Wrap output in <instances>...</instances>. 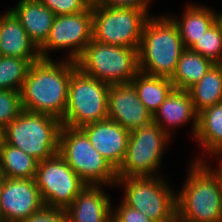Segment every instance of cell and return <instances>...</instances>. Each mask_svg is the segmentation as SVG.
<instances>
[{"mask_svg": "<svg viewBox=\"0 0 222 222\" xmlns=\"http://www.w3.org/2000/svg\"><path fill=\"white\" fill-rule=\"evenodd\" d=\"M76 61L39 59L33 62L20 90L23 110L62 120L68 101V86Z\"/></svg>", "mask_w": 222, "mask_h": 222, "instance_id": "6da1fadb", "label": "cell"}, {"mask_svg": "<svg viewBox=\"0 0 222 222\" xmlns=\"http://www.w3.org/2000/svg\"><path fill=\"white\" fill-rule=\"evenodd\" d=\"M184 49L179 30L170 17L150 16L138 48L139 69L149 75L171 78Z\"/></svg>", "mask_w": 222, "mask_h": 222, "instance_id": "7a4b0ae2", "label": "cell"}, {"mask_svg": "<svg viewBox=\"0 0 222 222\" xmlns=\"http://www.w3.org/2000/svg\"><path fill=\"white\" fill-rule=\"evenodd\" d=\"M178 194L177 222H222V190L217 176L193 161Z\"/></svg>", "mask_w": 222, "mask_h": 222, "instance_id": "3957f363", "label": "cell"}, {"mask_svg": "<svg viewBox=\"0 0 222 222\" xmlns=\"http://www.w3.org/2000/svg\"><path fill=\"white\" fill-rule=\"evenodd\" d=\"M61 127L55 117L23 110L1 131V139L40 162L59 153Z\"/></svg>", "mask_w": 222, "mask_h": 222, "instance_id": "277c9868", "label": "cell"}, {"mask_svg": "<svg viewBox=\"0 0 222 222\" xmlns=\"http://www.w3.org/2000/svg\"><path fill=\"white\" fill-rule=\"evenodd\" d=\"M83 73L108 84L131 83L140 72L138 49L108 45L95 40L76 60Z\"/></svg>", "mask_w": 222, "mask_h": 222, "instance_id": "5b68a950", "label": "cell"}, {"mask_svg": "<svg viewBox=\"0 0 222 222\" xmlns=\"http://www.w3.org/2000/svg\"><path fill=\"white\" fill-rule=\"evenodd\" d=\"M109 87L110 84L86 75L76 66L69 81L62 125L81 128L108 119Z\"/></svg>", "mask_w": 222, "mask_h": 222, "instance_id": "8992f818", "label": "cell"}, {"mask_svg": "<svg viewBox=\"0 0 222 222\" xmlns=\"http://www.w3.org/2000/svg\"><path fill=\"white\" fill-rule=\"evenodd\" d=\"M59 154L87 185H114L116 170L92 146L80 128L61 127Z\"/></svg>", "mask_w": 222, "mask_h": 222, "instance_id": "52a82bcc", "label": "cell"}, {"mask_svg": "<svg viewBox=\"0 0 222 222\" xmlns=\"http://www.w3.org/2000/svg\"><path fill=\"white\" fill-rule=\"evenodd\" d=\"M124 186L122 202L154 222H177L176 193L160 176L117 178Z\"/></svg>", "mask_w": 222, "mask_h": 222, "instance_id": "ba28073f", "label": "cell"}, {"mask_svg": "<svg viewBox=\"0 0 222 222\" xmlns=\"http://www.w3.org/2000/svg\"><path fill=\"white\" fill-rule=\"evenodd\" d=\"M151 15L137 8L92 6L93 40L138 49L143 28Z\"/></svg>", "mask_w": 222, "mask_h": 222, "instance_id": "9c48e42d", "label": "cell"}, {"mask_svg": "<svg viewBox=\"0 0 222 222\" xmlns=\"http://www.w3.org/2000/svg\"><path fill=\"white\" fill-rule=\"evenodd\" d=\"M170 137L154 122L131 130L117 178L157 176Z\"/></svg>", "mask_w": 222, "mask_h": 222, "instance_id": "30bf717a", "label": "cell"}, {"mask_svg": "<svg viewBox=\"0 0 222 222\" xmlns=\"http://www.w3.org/2000/svg\"><path fill=\"white\" fill-rule=\"evenodd\" d=\"M34 181L46 207L65 210L87 186L59 153L38 162Z\"/></svg>", "mask_w": 222, "mask_h": 222, "instance_id": "8fae6325", "label": "cell"}, {"mask_svg": "<svg viewBox=\"0 0 222 222\" xmlns=\"http://www.w3.org/2000/svg\"><path fill=\"white\" fill-rule=\"evenodd\" d=\"M92 39V6L77 14L55 16L50 34L39 48L41 59H50L51 50L71 48L65 59L76 61Z\"/></svg>", "mask_w": 222, "mask_h": 222, "instance_id": "7c38bea8", "label": "cell"}, {"mask_svg": "<svg viewBox=\"0 0 222 222\" xmlns=\"http://www.w3.org/2000/svg\"><path fill=\"white\" fill-rule=\"evenodd\" d=\"M44 206L34 179L4 177L0 198V222H23Z\"/></svg>", "mask_w": 222, "mask_h": 222, "instance_id": "4fadbf2b", "label": "cell"}, {"mask_svg": "<svg viewBox=\"0 0 222 222\" xmlns=\"http://www.w3.org/2000/svg\"><path fill=\"white\" fill-rule=\"evenodd\" d=\"M108 119L131 131L153 122V114L140 101L132 83L111 84L108 92Z\"/></svg>", "mask_w": 222, "mask_h": 222, "instance_id": "5bb4252c", "label": "cell"}, {"mask_svg": "<svg viewBox=\"0 0 222 222\" xmlns=\"http://www.w3.org/2000/svg\"><path fill=\"white\" fill-rule=\"evenodd\" d=\"M80 129L87 135L92 146L117 170L124 160L130 131L110 119Z\"/></svg>", "mask_w": 222, "mask_h": 222, "instance_id": "9a60e30c", "label": "cell"}, {"mask_svg": "<svg viewBox=\"0 0 222 222\" xmlns=\"http://www.w3.org/2000/svg\"><path fill=\"white\" fill-rule=\"evenodd\" d=\"M191 120L193 121L191 130L193 137H195L198 127V113L194 109L189 92L175 88L153 114V122L169 136L172 134L173 127L185 125Z\"/></svg>", "mask_w": 222, "mask_h": 222, "instance_id": "2e32d148", "label": "cell"}, {"mask_svg": "<svg viewBox=\"0 0 222 222\" xmlns=\"http://www.w3.org/2000/svg\"><path fill=\"white\" fill-rule=\"evenodd\" d=\"M111 198L100 185H87L66 209L70 222H110Z\"/></svg>", "mask_w": 222, "mask_h": 222, "instance_id": "e0dca14e", "label": "cell"}, {"mask_svg": "<svg viewBox=\"0 0 222 222\" xmlns=\"http://www.w3.org/2000/svg\"><path fill=\"white\" fill-rule=\"evenodd\" d=\"M0 50L2 56L29 59L32 63L41 59L39 48L10 10L0 15Z\"/></svg>", "mask_w": 222, "mask_h": 222, "instance_id": "ac0fdd59", "label": "cell"}, {"mask_svg": "<svg viewBox=\"0 0 222 222\" xmlns=\"http://www.w3.org/2000/svg\"><path fill=\"white\" fill-rule=\"evenodd\" d=\"M10 11L22 24L30 39L40 48L50 34L56 15L40 0H19L16 7Z\"/></svg>", "mask_w": 222, "mask_h": 222, "instance_id": "d6986e66", "label": "cell"}, {"mask_svg": "<svg viewBox=\"0 0 222 222\" xmlns=\"http://www.w3.org/2000/svg\"><path fill=\"white\" fill-rule=\"evenodd\" d=\"M180 20L169 16L176 24L185 48L199 40L202 35L216 22V13L204 5H186Z\"/></svg>", "mask_w": 222, "mask_h": 222, "instance_id": "ffe728a7", "label": "cell"}, {"mask_svg": "<svg viewBox=\"0 0 222 222\" xmlns=\"http://www.w3.org/2000/svg\"><path fill=\"white\" fill-rule=\"evenodd\" d=\"M195 141L210 155L222 156V103L207 107L198 113Z\"/></svg>", "mask_w": 222, "mask_h": 222, "instance_id": "44dd1931", "label": "cell"}, {"mask_svg": "<svg viewBox=\"0 0 222 222\" xmlns=\"http://www.w3.org/2000/svg\"><path fill=\"white\" fill-rule=\"evenodd\" d=\"M213 65L214 63L210 59L192 51L190 48H185L170 80L175 89L187 91L196 84Z\"/></svg>", "mask_w": 222, "mask_h": 222, "instance_id": "7402d4cb", "label": "cell"}, {"mask_svg": "<svg viewBox=\"0 0 222 222\" xmlns=\"http://www.w3.org/2000/svg\"><path fill=\"white\" fill-rule=\"evenodd\" d=\"M140 101L154 114L174 89L170 78L158 77L139 72L132 80Z\"/></svg>", "mask_w": 222, "mask_h": 222, "instance_id": "603a6c76", "label": "cell"}, {"mask_svg": "<svg viewBox=\"0 0 222 222\" xmlns=\"http://www.w3.org/2000/svg\"><path fill=\"white\" fill-rule=\"evenodd\" d=\"M197 113L222 103V64H214L208 72L187 90Z\"/></svg>", "mask_w": 222, "mask_h": 222, "instance_id": "cb8c5ba5", "label": "cell"}, {"mask_svg": "<svg viewBox=\"0 0 222 222\" xmlns=\"http://www.w3.org/2000/svg\"><path fill=\"white\" fill-rule=\"evenodd\" d=\"M0 162L4 177L34 179L38 161L21 149L0 139Z\"/></svg>", "mask_w": 222, "mask_h": 222, "instance_id": "d4e9b609", "label": "cell"}, {"mask_svg": "<svg viewBox=\"0 0 222 222\" xmlns=\"http://www.w3.org/2000/svg\"><path fill=\"white\" fill-rule=\"evenodd\" d=\"M32 62L29 59L0 57V90H21Z\"/></svg>", "mask_w": 222, "mask_h": 222, "instance_id": "484cf974", "label": "cell"}, {"mask_svg": "<svg viewBox=\"0 0 222 222\" xmlns=\"http://www.w3.org/2000/svg\"><path fill=\"white\" fill-rule=\"evenodd\" d=\"M214 64H222V31L215 22L190 48Z\"/></svg>", "mask_w": 222, "mask_h": 222, "instance_id": "4316f807", "label": "cell"}, {"mask_svg": "<svg viewBox=\"0 0 222 222\" xmlns=\"http://www.w3.org/2000/svg\"><path fill=\"white\" fill-rule=\"evenodd\" d=\"M23 111L21 94L15 90H0V132Z\"/></svg>", "mask_w": 222, "mask_h": 222, "instance_id": "83f0119b", "label": "cell"}, {"mask_svg": "<svg viewBox=\"0 0 222 222\" xmlns=\"http://www.w3.org/2000/svg\"><path fill=\"white\" fill-rule=\"evenodd\" d=\"M56 16L77 14L89 5L84 0H40Z\"/></svg>", "mask_w": 222, "mask_h": 222, "instance_id": "f1b7e54d", "label": "cell"}, {"mask_svg": "<svg viewBox=\"0 0 222 222\" xmlns=\"http://www.w3.org/2000/svg\"><path fill=\"white\" fill-rule=\"evenodd\" d=\"M23 222H70V218L65 209L44 206L41 210L33 213Z\"/></svg>", "mask_w": 222, "mask_h": 222, "instance_id": "f546056e", "label": "cell"}, {"mask_svg": "<svg viewBox=\"0 0 222 222\" xmlns=\"http://www.w3.org/2000/svg\"><path fill=\"white\" fill-rule=\"evenodd\" d=\"M112 217L117 222H154L139 210L133 209L123 202L112 210Z\"/></svg>", "mask_w": 222, "mask_h": 222, "instance_id": "4dcf8cb0", "label": "cell"}, {"mask_svg": "<svg viewBox=\"0 0 222 222\" xmlns=\"http://www.w3.org/2000/svg\"><path fill=\"white\" fill-rule=\"evenodd\" d=\"M150 0H97L95 5H101L109 8H137L144 12H149Z\"/></svg>", "mask_w": 222, "mask_h": 222, "instance_id": "1f68e13d", "label": "cell"}, {"mask_svg": "<svg viewBox=\"0 0 222 222\" xmlns=\"http://www.w3.org/2000/svg\"><path fill=\"white\" fill-rule=\"evenodd\" d=\"M202 160L204 159L196 158V160L194 161L203 162L217 176L222 190V159L219 160L220 162L218 163H220V165L218 166V168H216V170L212 169L211 166L208 163H206V161L204 162Z\"/></svg>", "mask_w": 222, "mask_h": 222, "instance_id": "d6a6232c", "label": "cell"}, {"mask_svg": "<svg viewBox=\"0 0 222 222\" xmlns=\"http://www.w3.org/2000/svg\"><path fill=\"white\" fill-rule=\"evenodd\" d=\"M216 22L220 26L222 31V12L216 13Z\"/></svg>", "mask_w": 222, "mask_h": 222, "instance_id": "836d02e7", "label": "cell"}, {"mask_svg": "<svg viewBox=\"0 0 222 222\" xmlns=\"http://www.w3.org/2000/svg\"><path fill=\"white\" fill-rule=\"evenodd\" d=\"M89 6H94L97 0H84Z\"/></svg>", "mask_w": 222, "mask_h": 222, "instance_id": "e575fe53", "label": "cell"}, {"mask_svg": "<svg viewBox=\"0 0 222 222\" xmlns=\"http://www.w3.org/2000/svg\"><path fill=\"white\" fill-rule=\"evenodd\" d=\"M3 180H4V175L2 172V167H1V162H0V182H3Z\"/></svg>", "mask_w": 222, "mask_h": 222, "instance_id": "d590c367", "label": "cell"}, {"mask_svg": "<svg viewBox=\"0 0 222 222\" xmlns=\"http://www.w3.org/2000/svg\"><path fill=\"white\" fill-rule=\"evenodd\" d=\"M2 188H3V182H0V198H1Z\"/></svg>", "mask_w": 222, "mask_h": 222, "instance_id": "8d00e7d4", "label": "cell"}, {"mask_svg": "<svg viewBox=\"0 0 222 222\" xmlns=\"http://www.w3.org/2000/svg\"><path fill=\"white\" fill-rule=\"evenodd\" d=\"M110 222H117L113 217H111Z\"/></svg>", "mask_w": 222, "mask_h": 222, "instance_id": "74e56055", "label": "cell"}]
</instances>
